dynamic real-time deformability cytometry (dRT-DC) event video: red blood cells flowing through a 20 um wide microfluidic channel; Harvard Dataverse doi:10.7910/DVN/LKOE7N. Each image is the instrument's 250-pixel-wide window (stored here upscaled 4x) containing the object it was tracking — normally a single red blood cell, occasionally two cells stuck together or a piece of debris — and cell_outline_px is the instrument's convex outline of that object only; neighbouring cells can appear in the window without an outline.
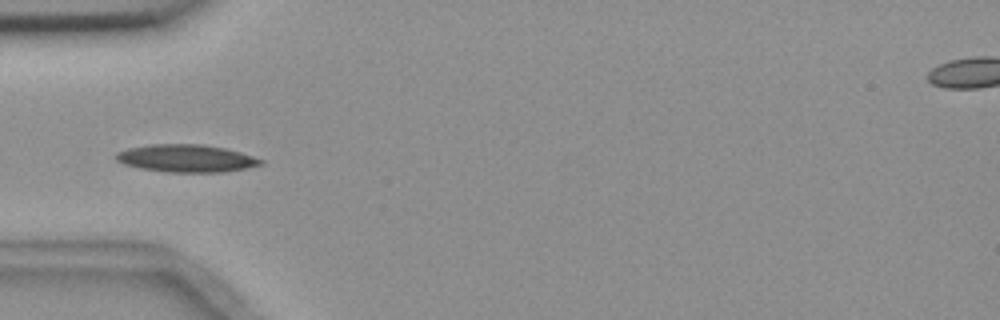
{"species": "common noctule bat (a hibernating species)", "species_latin": "Nyctalus noctula", "temperature_condition": "room temperature", "stored_images_in_passage": 9, "camera_frame_rate_fps": 3000, "um_per_image_px": 0.085, "animal": {"sex": "female", "body_mass_g": 18.4}, "frame": {"image": 1, "passage_image": 4, "time_ms": 4.333, "image_size_px": [1000, 320], "cell_outline_px": [[264, 164], [224, 172], [168, 172], [140, 168], [124, 164], [116, 160], [112, 156], [116, 152], [128, 148], [152, 144], [204, 144], [224, 148], [240, 152], [264, 160]], "centroid_in_image_um": [15.8, 13.45], "position_along_channel_um": 69.2, "area_um2": 23.29}}
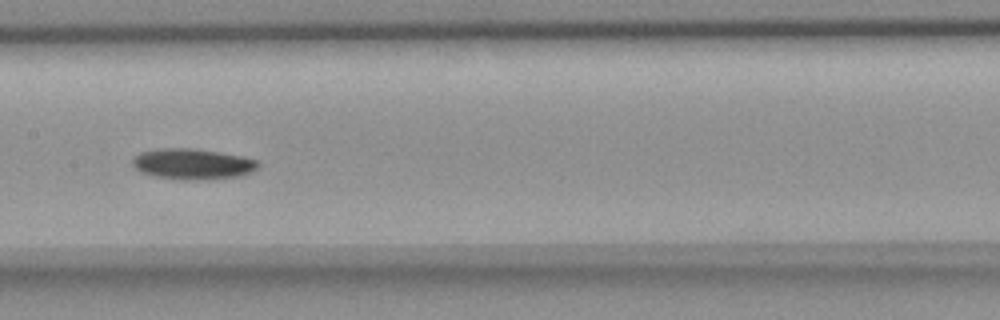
{"frame": {"image": 2, "passage_image": 7, "time_ms": 7.667, "image_size_px": [1000, 320], "cell_outline_px": [[260, 164], [256, 168], [240, 176], [208, 180], [180, 180], [156, 176], [140, 172], [132, 164], [132, 160], [140, 152], [160, 148], [192, 148], [220, 152], [244, 156], [260, 160]], "centroid_in_image_um": [16.4, 13.94], "position_along_channel_um": 191.0, "area_um2": 22.72}}
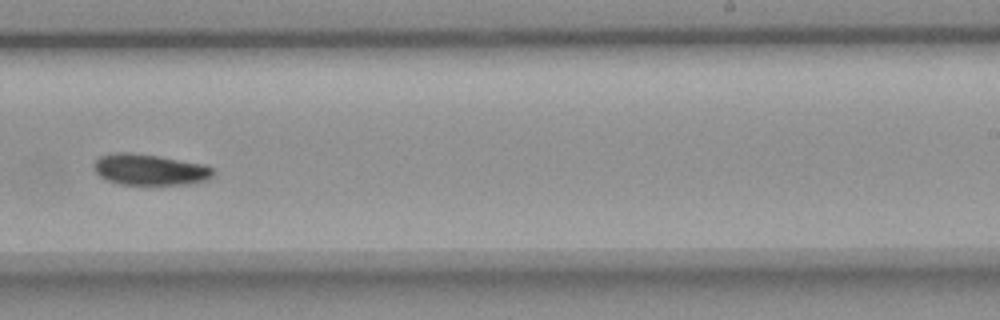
{"frame": {"image": 3, "passage_image": 9, "time_ms": 10.0, "image_size_px": [1000, 320], "cell_outline_px": [[216, 172], [208, 180], [192, 184], [120, 184], [108, 180], [100, 176], [92, 168], [92, 164], [100, 156], [112, 152], [128, 152], [156, 156], [208, 164]], "centroid_in_image_um": [12.76, 14.41], "position_along_channel_um": 276.2, "area_um2": 21.79}}